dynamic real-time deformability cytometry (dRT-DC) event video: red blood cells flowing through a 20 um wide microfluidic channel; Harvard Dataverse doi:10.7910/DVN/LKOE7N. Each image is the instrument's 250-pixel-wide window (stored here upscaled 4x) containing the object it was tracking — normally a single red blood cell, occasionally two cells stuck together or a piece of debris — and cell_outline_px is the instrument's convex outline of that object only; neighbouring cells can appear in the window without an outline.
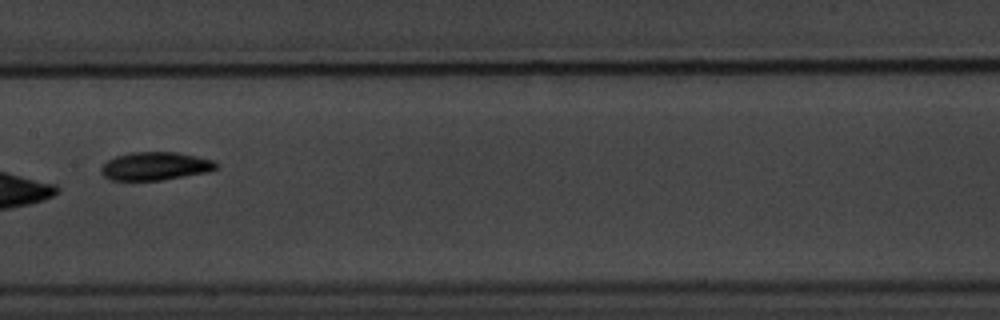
{"species": "common noctule bat (a hibernating species)", "species_latin": "Nyctalus noctula", "temperature_condition": "warm", "stored_images_in_passage": 6, "camera_frame_rate_fps": 3000, "um_per_image_px": 0.085, "animal": {"sex": "male", "body_mass_g": 20.1, "forearm_length_mm": 53.5}, "frame": {"image": 1, "passage_image": 6, "time_ms": 6.0, "image_size_px": [1000, 320], "cell_outline_px": [[220, 164], [216, 168], [208, 172], [160, 180], [112, 180], [104, 176], [100, 172], [100, 168], [108, 160], [116, 156], [132, 152], [176, 152], [212, 160]], "centroid_in_image_um": [13.19, 14.12], "position_along_channel_um": 194.2, "area_um2": 18.73}}